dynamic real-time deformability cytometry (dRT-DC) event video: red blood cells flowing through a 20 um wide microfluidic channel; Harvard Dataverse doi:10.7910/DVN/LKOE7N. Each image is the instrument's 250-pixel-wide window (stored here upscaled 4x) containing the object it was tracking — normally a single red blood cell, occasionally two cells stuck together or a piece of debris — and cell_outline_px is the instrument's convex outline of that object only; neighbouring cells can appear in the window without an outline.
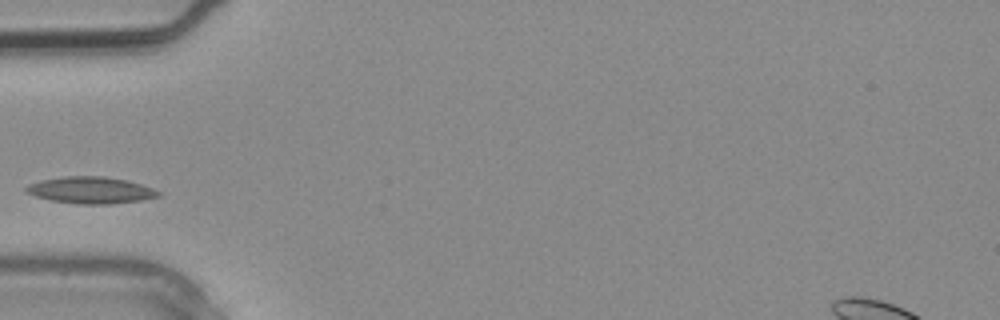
{"species": "common noctule bat (a hibernating species)", "species_latin": "Nyctalus noctula", "temperature_condition": "warm", "stored_images_in_passage": 1, "camera_frame_rate_fps": 3000, "um_per_image_px": 0.085, "animal": {"sex": "male", "body_mass_g": 20.4}, "frame": {"image": 1, "passage_image": 1, "time_ms": 0.0, "image_size_px": [1000, 320], "cell_outline_px": [[160, 196], [144, 200], [112, 204], [80, 204], [52, 200], [36, 196], [24, 192], [24, 188], [28, 184], [40, 180], [64, 176], [104, 176], [128, 180], [152, 188], [160, 192]], "centroid_in_image_um": [7.71, 16.16], "position_along_channel_um": 77.3, "area_um2": 20.69}}